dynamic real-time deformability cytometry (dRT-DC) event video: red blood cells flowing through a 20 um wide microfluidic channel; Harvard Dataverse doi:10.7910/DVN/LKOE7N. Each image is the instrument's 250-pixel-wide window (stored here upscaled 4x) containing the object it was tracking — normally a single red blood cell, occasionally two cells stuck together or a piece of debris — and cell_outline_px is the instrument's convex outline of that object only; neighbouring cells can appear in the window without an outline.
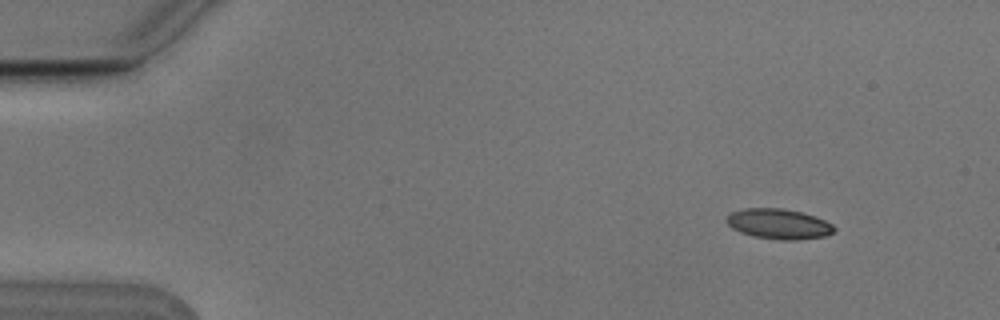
{"species": "Egyptian fruit bat (a non-hibernating species)", "species_latin": "Rousettus aegyptiacus", "temperature_condition": "cold", "stored_images_in_passage": 4, "camera_frame_rate_fps": 3000, "um_per_image_px": 0.085, "animal": {"sex": "male"}, "frame": {"image": 1, "passage_image": 1, "time_ms": 0.0, "image_size_px": [1000, 320], "cell_outline_px": [[836, 228], [832, 232], [824, 236], [800, 240], [780, 240], [752, 236], [740, 232], [732, 228], [724, 220], [732, 212], [744, 208], [780, 208], [800, 212], [816, 216], [832, 224]], "centroid_in_image_um": [66.18, 19.04], "position_along_channel_um": 18.8, "area_um2": 18.96}}
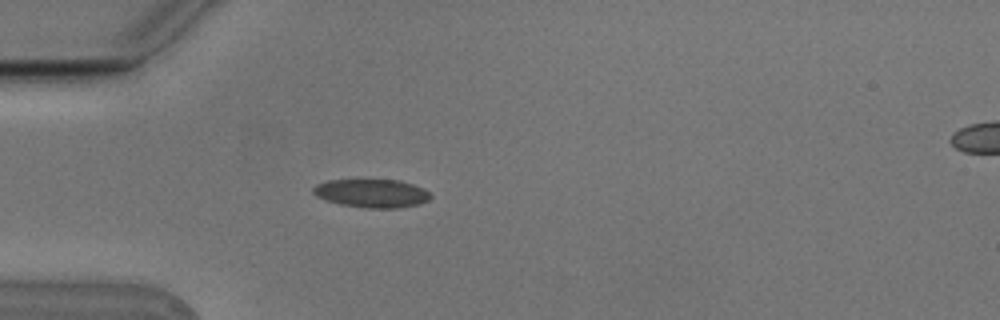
{"frame": {"image": 2, "passage_image": 4, "time_ms": 1.0, "image_size_px": [1000, 320], "cell_outline_px": [[432, 196], [428, 200], [420, 204], [400, 208], [364, 208], [340, 204], [316, 196], [312, 192], [312, 188], [316, 184], [328, 180], [400, 180], [412, 184], [428, 192]], "centroid_in_image_um": [31.59, 16.43], "position_along_channel_um": 53.4, "area_um2": 19.36}}